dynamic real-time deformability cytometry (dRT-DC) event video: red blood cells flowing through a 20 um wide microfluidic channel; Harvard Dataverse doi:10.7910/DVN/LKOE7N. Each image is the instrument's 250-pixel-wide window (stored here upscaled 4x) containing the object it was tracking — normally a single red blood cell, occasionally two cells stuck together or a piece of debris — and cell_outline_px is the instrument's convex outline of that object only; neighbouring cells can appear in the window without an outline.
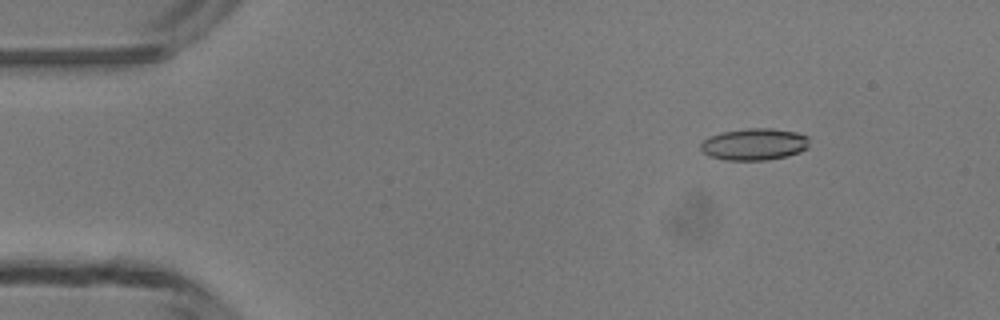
{"species": "common noctule bat (a hibernating species)", "species_latin": "Nyctalus noctula", "temperature_condition": "room temperature", "stored_images_in_passage": 49, "camera_frame_rate_fps": 3000, "um_per_image_px": 0.085, "animal": {"sex": "male", "body_mass_g": 13.3}, "frame": {"image": 1, "passage_image": 7, "time_ms": 2.0, "image_size_px": [1000, 320], "cell_outline_px": [[808, 148], [800, 152], [788, 156], [768, 160], [724, 160], [712, 156], [704, 152], [700, 148], [700, 144], [708, 136], [720, 132], [748, 128], [772, 128], [796, 132], [808, 136]], "centroid_in_image_um": [64.13, 12.26], "position_along_channel_um": 20.9, "area_um2": 20.29}}
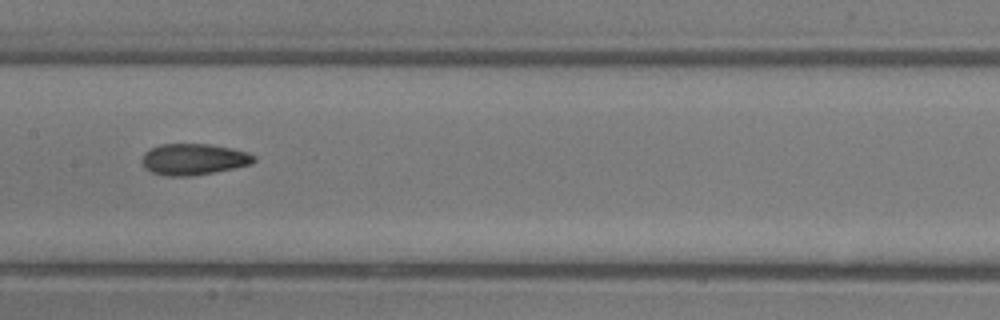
{"frame": {"image": 2, "passage_image": 25, "time_ms": 8.0, "image_size_px": [1000, 320], "cell_outline_px": [[256, 160], [252, 164], [192, 176], [164, 176], [152, 172], [144, 168], [144, 152], [160, 144], [208, 144], [232, 148], [248, 152], [256, 156]], "centroid_in_image_um": [16.49, 13.54], "position_along_channel_um": 190.9, "area_um2": 20.29}}
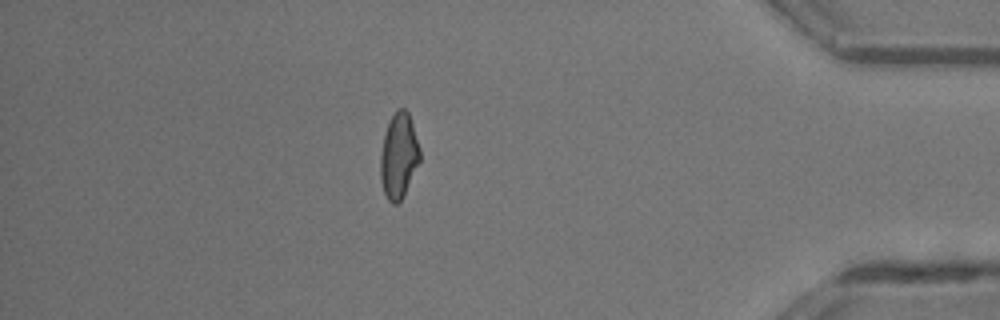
{"frame": {"image": 3, "passage_image": 43, "time_ms": 14.0, "image_size_px": [1000, 320], "cell_outline_px": [[420, 160], [404, 196], [396, 204], [392, 204], [388, 200], [384, 192], [380, 180], [380, 156], [384, 132], [388, 120], [396, 108], [404, 108], [408, 112], [420, 148]], "centroid_in_image_um": [33.88, 13.23], "position_along_channel_um": 401.3, "area_um2": 19.83}, "authors_computed_cell_mechanics": {"area_um2": 20.0566, "velocity_mm_per_s": 4.2297, "shape_relaxation_time_tau1_ms": 6.5419, "shape_relaxation_time_tau2_ms": 2.6844, "deformation_change_tau1": 0.1599, "deformation_change_tau2": 0.0944}}